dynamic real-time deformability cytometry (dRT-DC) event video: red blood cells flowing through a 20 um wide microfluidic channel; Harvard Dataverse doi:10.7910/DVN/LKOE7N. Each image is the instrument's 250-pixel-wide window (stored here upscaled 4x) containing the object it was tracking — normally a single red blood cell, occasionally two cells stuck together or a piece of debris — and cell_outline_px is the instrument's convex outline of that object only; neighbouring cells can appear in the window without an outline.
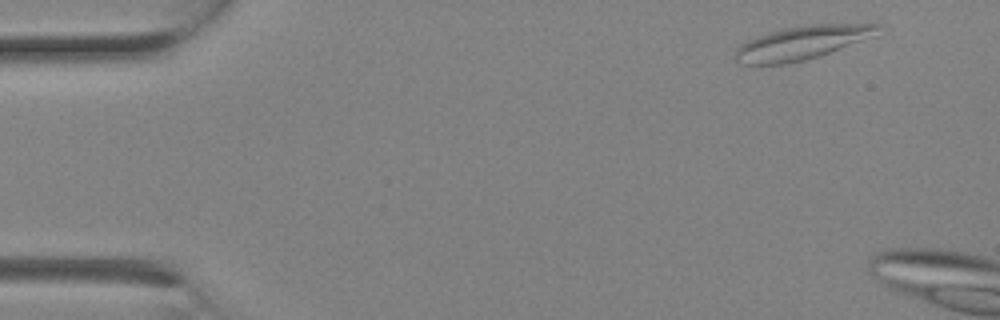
{"species": "Egyptian fruit bat (a non-hibernating species)", "species_latin": "Rousettus aegyptiacus", "temperature_condition": "room temperature", "stored_images_in_passage": 2, "camera_frame_rate_fps": 3000, "um_per_image_px": 0.085, "animal": {"sex": "female"}, "frame": {"image": 1, "passage_image": 1, "time_ms": 0.0, "image_size_px": [1000, 320], "cell_outline_px": [[880, 24], [876, 36], [804, 60], [784, 64], [744, 64], [736, 60], [736, 48], [740, 44], [756, 36], [768, 32], [784, 28], [812, 24]], "centroid_in_image_um": [68.14, 3.62], "position_along_channel_um": 16.9, "area_um2": 27.46}}